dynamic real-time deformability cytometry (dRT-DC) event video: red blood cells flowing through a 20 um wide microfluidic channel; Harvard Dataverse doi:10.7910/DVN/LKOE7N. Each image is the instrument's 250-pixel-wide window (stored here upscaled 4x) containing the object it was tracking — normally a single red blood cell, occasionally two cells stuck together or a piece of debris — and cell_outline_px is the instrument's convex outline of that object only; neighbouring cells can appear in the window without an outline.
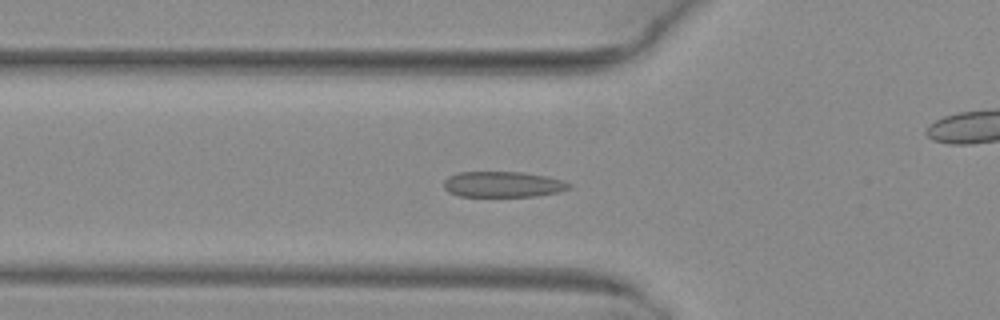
{"species": "common noctule bat (a hibernating species)", "species_latin": "Nyctalus noctula", "temperature_condition": "warm", "stored_images_in_passage": 45, "camera_frame_rate_fps": 3000, "um_per_image_px": 0.085, "animal": {"sex": "female", "body_mass_g": 29.2, "forearm_length_mm": 56.3}, "frame": {"image": 1, "passage_image": 12, "time_ms": 3.667, "image_size_px": [1000, 320], "cell_outline_px": [[572, 188], [560, 192], [536, 196], [460, 196], [448, 192], [444, 188], [444, 180], [448, 176], [456, 172], [520, 172], [544, 176], [560, 180], [572, 184]], "centroid_in_image_um": [42.73, 15.67], "position_along_channel_um": 83.1, "area_um2": 18.79}}
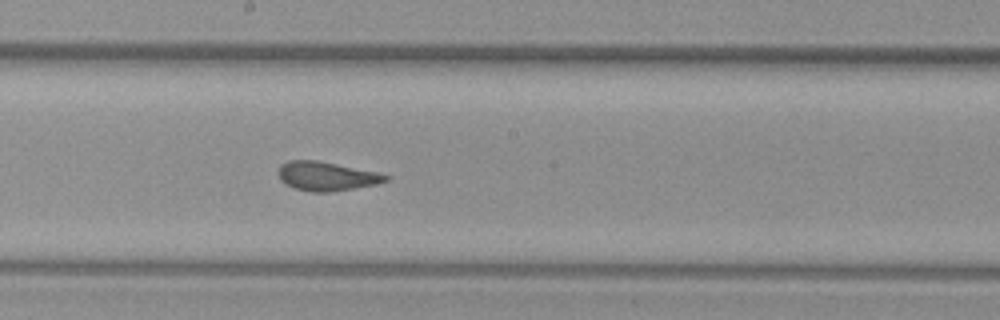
{"frame": {"image": 2, "passage_image": 22, "time_ms": 7.0, "image_size_px": [1000, 320], "cell_outline_px": [[392, 176], [388, 180], [376, 184], [328, 192], [312, 192], [292, 188], [284, 184], [280, 180], [276, 172], [280, 164], [288, 160], [316, 160], [380, 172]], "centroid_in_image_um": [27.72, 14.97], "position_along_channel_um": 220.5, "area_um2": 18.44}}
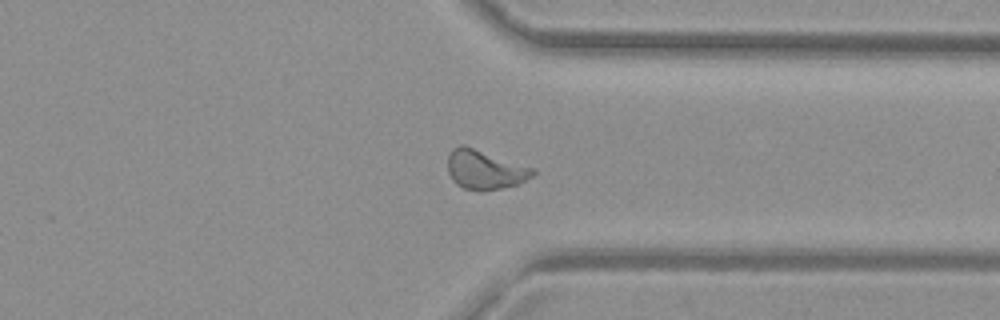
{"frame": {"image": 3, "passage_image": 33, "time_ms": 10.667, "image_size_px": [1000, 320], "cell_outline_px": [[536, 172], [532, 176], [520, 184], [480, 192], [464, 188], [456, 184], [452, 180], [448, 172], [448, 156], [452, 148], [460, 144], [464, 144], [536, 168]], "centroid_in_image_um": [41.23, 14.41], "position_along_channel_um": 370.2, "area_um2": 19.88}, "authors_computed_cell_mechanics": {"area_um2": 18.785, "velocity_mm_per_s": 4.1008, "shape_relaxation_time_tau1_ms": 5.0496, "shape_relaxation_time_tau2_ms": 0.3256, "deformation_change_tau1": 0.1603, "deformation_change_tau2": 0.0643}}